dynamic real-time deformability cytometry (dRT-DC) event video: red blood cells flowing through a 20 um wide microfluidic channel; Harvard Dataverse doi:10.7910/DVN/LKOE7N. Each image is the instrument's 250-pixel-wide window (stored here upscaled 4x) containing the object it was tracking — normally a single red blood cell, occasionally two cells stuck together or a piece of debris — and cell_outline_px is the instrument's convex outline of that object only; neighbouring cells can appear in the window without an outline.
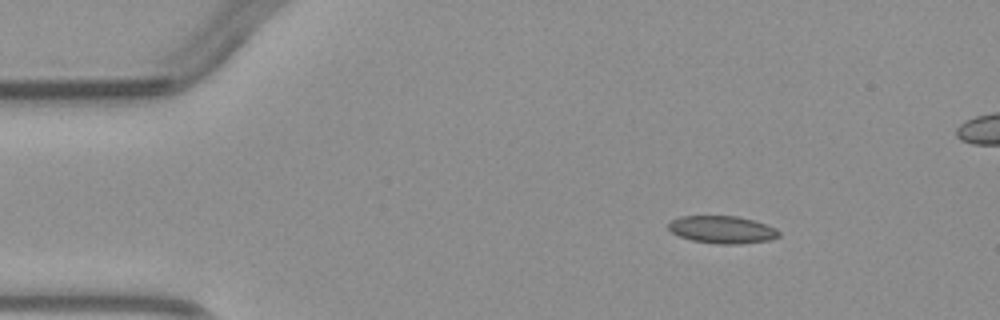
{"species": "common noctule bat (a hibernating species)", "species_latin": "Nyctalus noctula", "temperature_condition": "warm", "stored_images_in_passage": 4, "camera_frame_rate_fps": 3000, "um_per_image_px": 0.085, "animal": {"sex": "male", "body_mass_g": 23.1, "forearm_length_mm": 52.7}, "frame": {"image": 1, "passage_image": 1, "time_ms": 0.0, "image_size_px": [1000, 320], "cell_outline_px": [[780, 236], [768, 240], [740, 244], [720, 244], [692, 240], [680, 236], [672, 232], [668, 228], [668, 224], [672, 220], [680, 216], [736, 216], [752, 220], [776, 228], [780, 232]], "centroid_in_image_um": [61.39, 19.52], "position_along_channel_um": 23.6, "area_um2": 17.51}}